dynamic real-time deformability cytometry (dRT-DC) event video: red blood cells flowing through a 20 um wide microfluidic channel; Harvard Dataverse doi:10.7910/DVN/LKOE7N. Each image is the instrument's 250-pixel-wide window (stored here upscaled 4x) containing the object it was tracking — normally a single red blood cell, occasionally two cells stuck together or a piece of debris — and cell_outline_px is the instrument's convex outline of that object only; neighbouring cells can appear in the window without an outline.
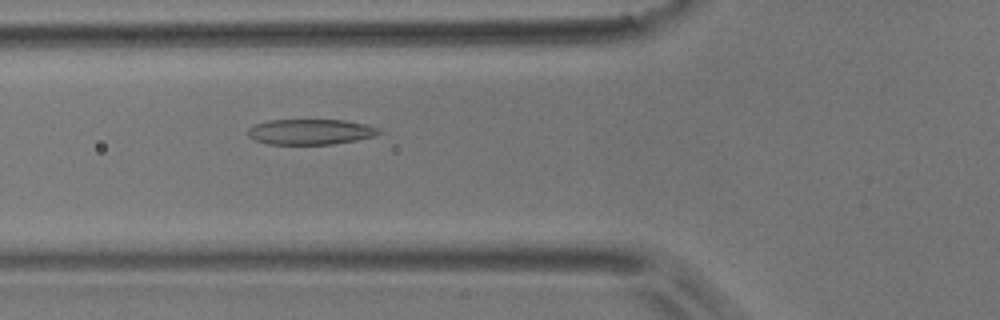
{"species": "common noctule bat (a hibernating species)", "species_latin": "Nyctalus noctula", "temperature_condition": "room temperature", "stored_images_in_passage": 37, "camera_frame_rate_fps": 3000, "um_per_image_px": 0.085, "animal": {"sex": "male", "body_mass_g": 17.9}, "frame": {"image": 1, "passage_image": 4, "time_ms": 1.0, "image_size_px": [1000, 320], "cell_outline_px": [[380, 132], [372, 136], [356, 140], [332, 144], [268, 144], [256, 140], [248, 136], [248, 128], [256, 124], [268, 120], [344, 120], [368, 124], [380, 128]], "centroid_in_image_um": [26.39, 11.2], "position_along_channel_um": 99.4, "area_um2": 19.36}}
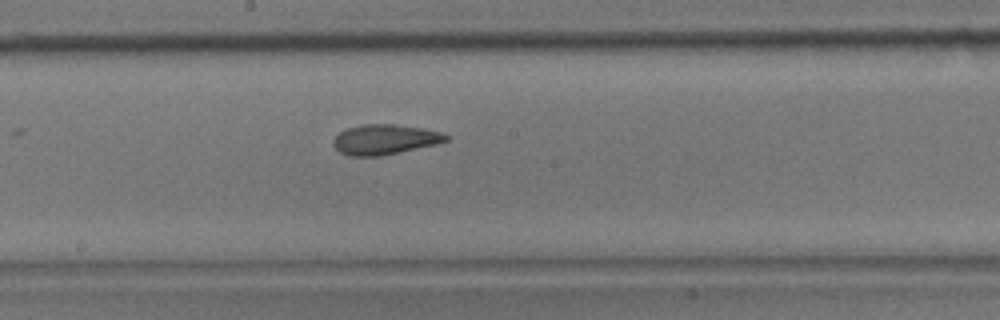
{"frame": {"image": 2, "passage_image": 13, "time_ms": 4.0, "image_size_px": [1000, 320], "cell_outline_px": [[448, 140], [436, 144], [380, 156], [348, 156], [340, 152], [332, 144], [332, 140], [340, 132], [348, 128], [364, 124], [396, 124], [420, 128], [440, 132], [448, 136]], "centroid_in_image_um": [32.67, 11.86], "position_along_channel_um": 215.5, "area_um2": 19.54}}
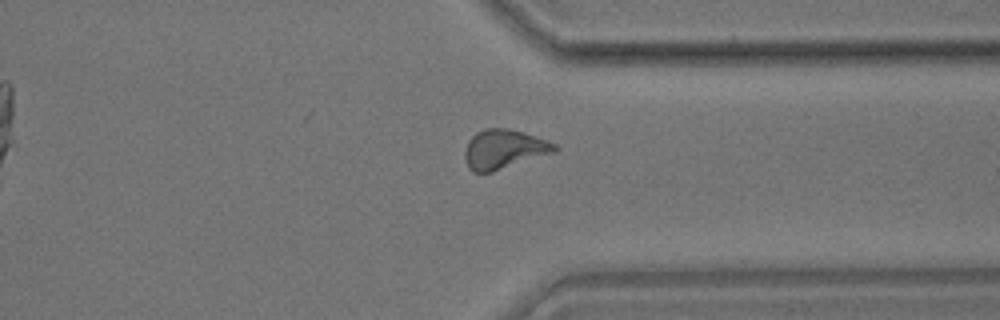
{"frame": {"image": 3, "passage_image": 25, "time_ms": 8.0, "image_size_px": [1000, 320], "cell_outline_px": [[560, 148], [556, 152], [492, 172], [472, 172], [468, 168], [464, 160], [464, 152], [468, 140], [476, 132], [484, 128], [508, 128], [524, 132], [536, 136], [556, 144]], "centroid_in_image_um": [42.83, 12.68], "position_along_channel_um": 368.6, "area_um2": 20.87}, "authors_computed_cell_mechanics": {"area_um2": 19.5364, "velocity_mm_per_s": 3.8497, "shape_relaxation_time_tau1_ms": 6.8584, "shape_relaxation_time_tau2_ms": 2.4495, "deformation_change_tau1": 0.1789, "deformation_change_tau2": 0.0822}}